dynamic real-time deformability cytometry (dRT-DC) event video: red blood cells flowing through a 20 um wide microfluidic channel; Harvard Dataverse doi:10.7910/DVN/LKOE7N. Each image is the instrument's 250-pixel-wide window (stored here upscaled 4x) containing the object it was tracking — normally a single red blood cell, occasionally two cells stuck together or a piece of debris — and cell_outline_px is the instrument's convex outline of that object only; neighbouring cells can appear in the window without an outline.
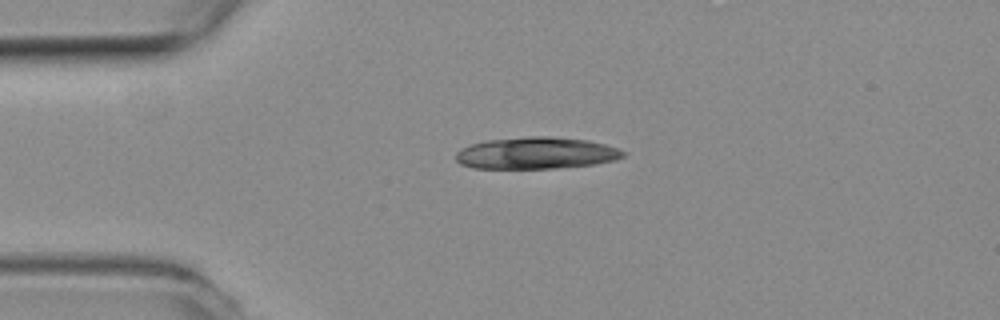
{"species": "common noctule bat (a hibernating species)", "species_latin": "Nyctalus noctula", "temperature_condition": "room temperature", "stored_images_in_passage": 44, "camera_frame_rate_fps": 3000, "um_per_image_px": 0.085, "animal": {"sex": "female", "body_mass_g": 19.3, "forearm_length_mm": 54.1}, "frame": {"image": 1, "passage_image": 1, "time_ms": 0.0, "image_size_px": [1000, 320], "cell_outline_px": [[624, 156], [616, 160], [596, 164], [556, 168], [472, 168], [460, 164], [456, 160], [456, 152], [460, 148], [484, 140], [528, 136], [548, 136], [588, 140], [604, 144], [616, 148], [624, 152]], "centroid_in_image_um": [45.54, 13.01], "position_along_channel_um": 39.5, "area_um2": 31.1}}